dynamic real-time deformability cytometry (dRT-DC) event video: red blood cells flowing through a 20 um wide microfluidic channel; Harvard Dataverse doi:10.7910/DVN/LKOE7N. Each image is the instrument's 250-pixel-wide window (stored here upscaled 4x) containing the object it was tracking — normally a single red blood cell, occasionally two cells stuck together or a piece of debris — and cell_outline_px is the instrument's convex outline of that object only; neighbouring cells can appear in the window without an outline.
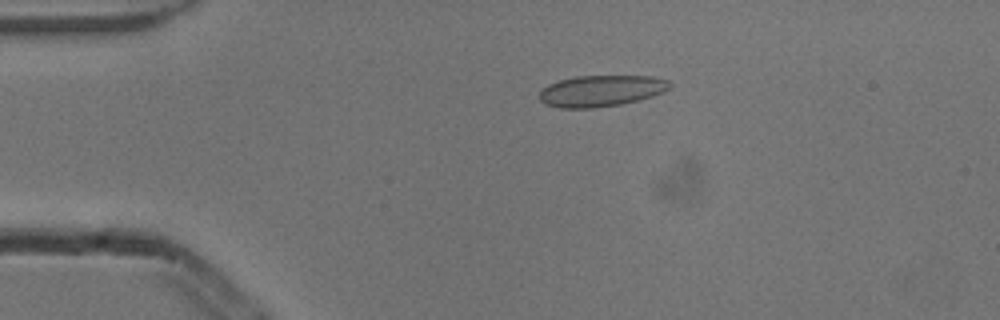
{"species": "common noctule bat (a hibernating species)", "species_latin": "Nyctalus noctula", "temperature_condition": "cold", "stored_images_in_passage": 5, "camera_frame_rate_fps": 3000, "um_per_image_px": 0.085, "animal": {"sex": "male", "body_mass_g": 13.3}, "frame": {"image": 1, "passage_image": 4, "time_ms": 1.0, "image_size_px": [1000, 320], "cell_outline_px": [[672, 84], [664, 92], [652, 96], [620, 104], [596, 108], [560, 108], [548, 104], [540, 100], [540, 92], [548, 84], [560, 80], [576, 76], [652, 76], [668, 80]], "centroid_in_image_um": [51.11, 7.72], "position_along_channel_um": 33.9, "area_um2": 23.58}}